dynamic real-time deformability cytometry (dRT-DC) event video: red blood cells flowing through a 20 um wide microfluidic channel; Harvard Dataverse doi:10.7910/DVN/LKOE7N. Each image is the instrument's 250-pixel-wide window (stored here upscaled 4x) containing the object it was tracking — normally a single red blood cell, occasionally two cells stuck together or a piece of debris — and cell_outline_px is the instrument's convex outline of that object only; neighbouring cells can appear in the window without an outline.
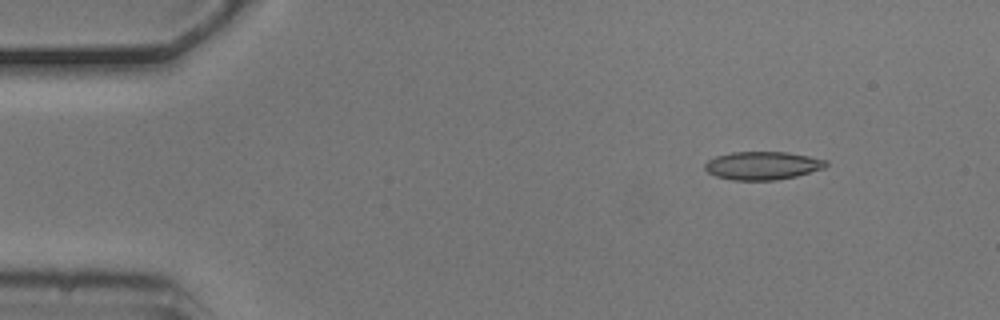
{"species": "common noctule bat (a hibernating species)", "species_latin": "Nyctalus noctula", "temperature_condition": "cold", "stored_images_in_passage": 4, "camera_frame_rate_fps": 3000, "um_per_image_px": 0.085, "animal": {"sex": "male", "body_mass_g": 20.5, "forearm_length_mm": 52.5}, "frame": {"image": 1, "passage_image": 2, "time_ms": 0.333, "image_size_px": [1000, 320], "cell_outline_px": [[828, 164], [824, 168], [796, 176], [776, 180], [732, 180], [716, 176], [708, 172], [704, 168], [704, 164], [708, 160], [716, 156], [732, 152], [788, 152], [828, 160]], "centroid_in_image_um": [64.81, 14.07], "position_along_channel_um": 20.2, "area_um2": 19.88}}